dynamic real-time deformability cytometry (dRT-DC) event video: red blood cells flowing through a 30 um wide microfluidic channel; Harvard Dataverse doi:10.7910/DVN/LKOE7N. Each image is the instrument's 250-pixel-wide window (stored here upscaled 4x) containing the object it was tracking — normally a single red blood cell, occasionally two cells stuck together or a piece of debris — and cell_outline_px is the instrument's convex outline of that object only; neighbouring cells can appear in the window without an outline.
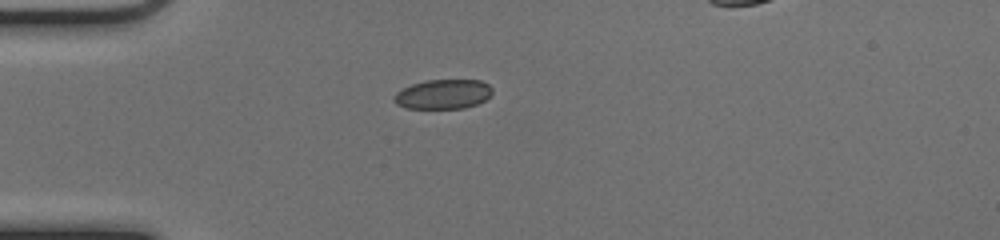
{"species": "common noctule bat (a hibernating species)", "species_latin": "Nyctalus noctula", "temperature_condition": "cold", "stored_images_in_passage": 35, "camera_frame_rate_fps": 3000, "um_per_image_px": 0.085, "animal": {"sex": "female", "body_mass_g": 17.0, "forearm_length_mm": 48.0}, "frame": {"image": 1, "passage_image": 1, "time_ms": 0.0, "image_size_px": [1000, 240], "cell_outline_px": [[492, 92], [484, 100], [476, 104], [464, 108], [404, 108], [396, 104], [392, 100], [392, 96], [396, 92], [412, 84], [424, 80], [480, 80], [488, 84], [492, 88]], "centroid_in_image_um": [37.62, 8.0], "position_along_channel_um": 47.4, "area_um2": 16.94}}
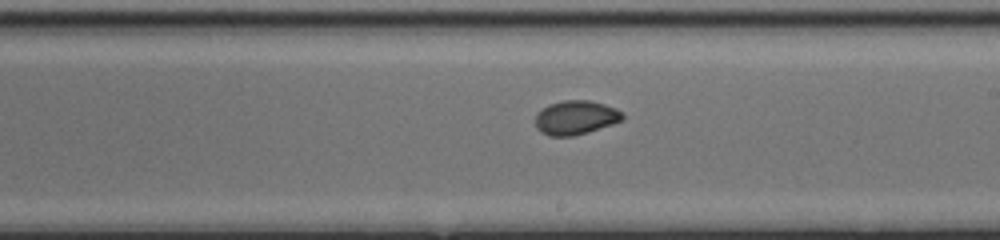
{"frame": {"image": 2, "passage_image": 17, "time_ms": 5.333, "image_size_px": [1000, 240], "cell_outline_px": [[624, 116], [620, 120], [612, 124], [588, 132], [572, 136], [548, 136], [540, 132], [536, 128], [536, 116], [548, 104], [564, 100], [588, 100], [604, 104], [616, 108], [624, 112]], "centroid_in_image_um": [48.93, 9.99], "position_along_channel_um": 240.1, "area_um2": 17.22}}
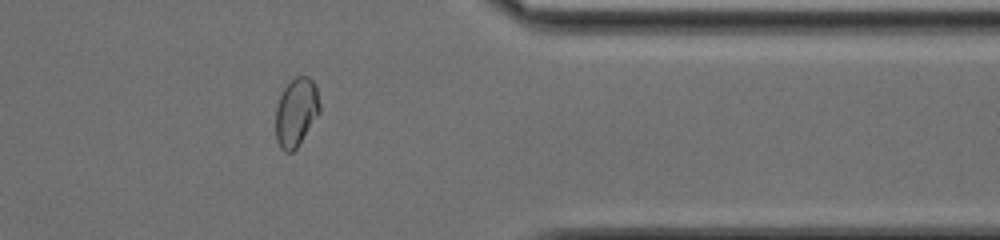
{"frame": {"image": 3, "passage_image": 29, "time_ms": 9.333, "image_size_px": [1000, 240], "cell_outline_px": [[320, 112], [296, 148], [292, 152], [284, 152], [280, 148], [276, 140], [276, 104], [284, 88], [296, 76], [308, 76], [316, 84], [320, 104]], "centroid_in_image_um": [25.17, 9.53], "position_along_channel_um": 386.2, "area_um2": 17.57}}